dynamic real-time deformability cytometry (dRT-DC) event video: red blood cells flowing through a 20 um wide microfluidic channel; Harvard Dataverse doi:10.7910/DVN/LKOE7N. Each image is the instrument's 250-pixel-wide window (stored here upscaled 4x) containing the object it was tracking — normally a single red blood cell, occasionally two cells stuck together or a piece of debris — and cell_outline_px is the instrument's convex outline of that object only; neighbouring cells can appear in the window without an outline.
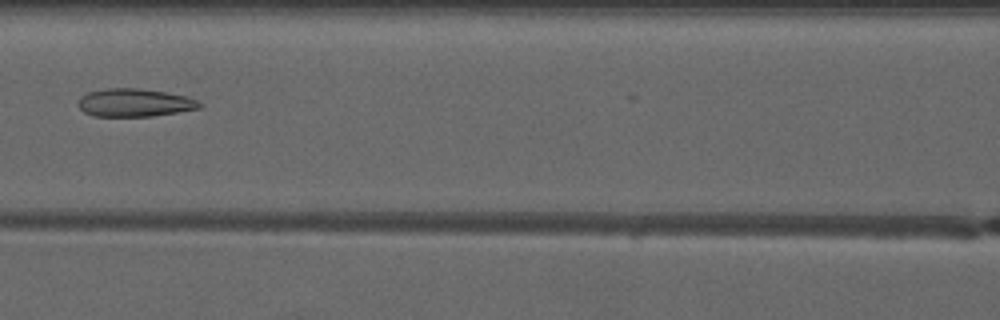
{"species": "common noctule bat (a hibernating species)", "species_latin": "Nyctalus noctula", "temperature_condition": "warm", "stored_images_in_passage": 6, "camera_frame_rate_fps": 3000, "um_per_image_px": 0.085, "animal": {"sex": "male", "forearm_length_mm": 52.5}, "frame": {"image": 1, "passage_image": 6, "time_ms": 6.667, "image_size_px": [1000, 320], "cell_outline_px": [[200, 108], [152, 116], [92, 116], [84, 112], [76, 104], [80, 96], [88, 92], [104, 88], [136, 88], [164, 92], [188, 96], [196, 100], [200, 104]], "centroid_in_image_um": [11.37, 8.72], "position_along_channel_um": 155.2, "area_um2": 19.77}}